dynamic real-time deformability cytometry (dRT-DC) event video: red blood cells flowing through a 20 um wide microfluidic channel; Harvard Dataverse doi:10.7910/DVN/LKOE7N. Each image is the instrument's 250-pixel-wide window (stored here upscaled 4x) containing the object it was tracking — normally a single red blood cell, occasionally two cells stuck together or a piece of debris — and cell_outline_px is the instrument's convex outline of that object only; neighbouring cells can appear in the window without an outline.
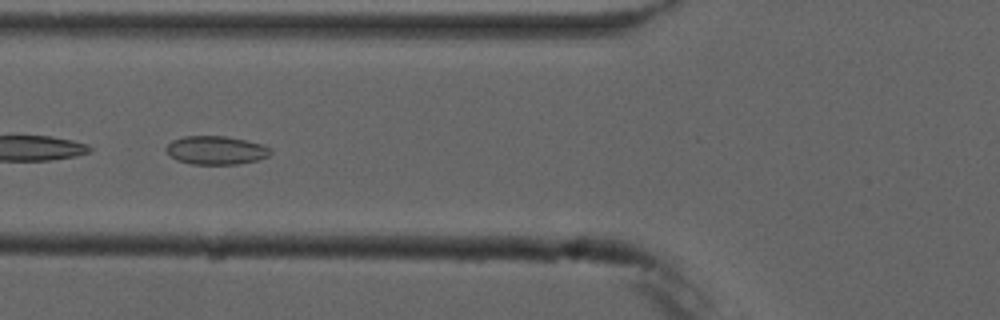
{"species": "common noctule bat (a hibernating species)", "species_latin": "Nyctalus noctula", "temperature_condition": "cold", "stored_images_in_passage": 6, "camera_frame_rate_fps": 3000, "um_per_image_px": 0.085, "animal": {"sex": "male", "forearm_length_mm": 52.5}, "frame": {"image": 1, "passage_image": 6, "time_ms": 5.667, "image_size_px": [1000, 320], "cell_outline_px": [[272, 152], [268, 156], [256, 160], [236, 164], [192, 164], [176, 160], [164, 148], [172, 140], [184, 136], [224, 136], [244, 140], [260, 144], [272, 148]], "centroid_in_image_um": [18.35, 12.77], "position_along_channel_um": 107.5, "area_um2": 17.17}}